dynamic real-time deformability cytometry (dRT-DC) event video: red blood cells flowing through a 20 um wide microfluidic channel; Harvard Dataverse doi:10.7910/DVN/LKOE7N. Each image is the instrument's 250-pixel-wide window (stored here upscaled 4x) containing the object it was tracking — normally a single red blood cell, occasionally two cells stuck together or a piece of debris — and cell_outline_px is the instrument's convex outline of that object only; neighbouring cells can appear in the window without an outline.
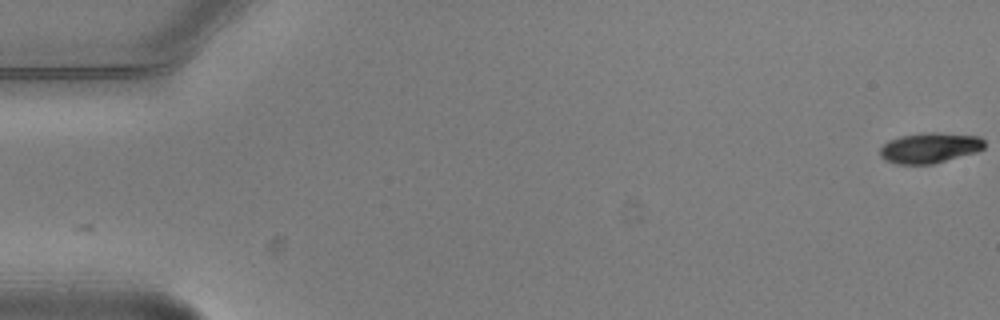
{"species": "common noctule bat (a hibernating species)", "species_latin": "Nyctalus noctula", "temperature_condition": "warm", "stored_images_in_passage": 2, "camera_frame_rate_fps": 3000, "um_per_image_px": 0.085, "animal": {"sex": "male", "body_mass_g": 20.5, "forearm_length_mm": 52.5}, "frame": {"image": 1, "passage_image": 2, "time_ms": 0.333, "image_size_px": [1000, 320], "cell_outline_px": [[984, 148], [976, 152], [932, 164], [896, 164], [884, 160], [880, 156], [880, 148], [888, 140], [900, 136], [924, 132], [940, 132], [980, 136], [984, 140]], "centroid_in_image_um": [79.01, 12.55], "position_along_channel_um": 6.0, "area_um2": 18.67}}